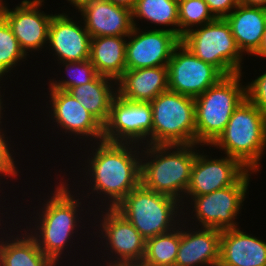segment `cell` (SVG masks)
Instances as JSON below:
<instances>
[{
    "label": "cell",
    "instance_id": "1",
    "mask_svg": "<svg viewBox=\"0 0 266 266\" xmlns=\"http://www.w3.org/2000/svg\"><path fill=\"white\" fill-rule=\"evenodd\" d=\"M95 144H98L97 148L90 154L93 157L87 161L90 165H87L89 175L92 177L91 190L92 193L104 194V203L108 198V208H115L141 183V153H137L139 147L136 149V144L131 143L101 140ZM133 149L135 150L132 151Z\"/></svg>",
    "mask_w": 266,
    "mask_h": 266
},
{
    "label": "cell",
    "instance_id": "2",
    "mask_svg": "<svg viewBox=\"0 0 266 266\" xmlns=\"http://www.w3.org/2000/svg\"><path fill=\"white\" fill-rule=\"evenodd\" d=\"M196 145H146L140 155L142 158L141 183L150 190L182 202L189 186L195 157L199 151L194 150Z\"/></svg>",
    "mask_w": 266,
    "mask_h": 266
},
{
    "label": "cell",
    "instance_id": "3",
    "mask_svg": "<svg viewBox=\"0 0 266 266\" xmlns=\"http://www.w3.org/2000/svg\"><path fill=\"white\" fill-rule=\"evenodd\" d=\"M257 172L266 148V116L248 98L234 110L224 132L211 145ZM219 146V147H218Z\"/></svg>",
    "mask_w": 266,
    "mask_h": 266
},
{
    "label": "cell",
    "instance_id": "4",
    "mask_svg": "<svg viewBox=\"0 0 266 266\" xmlns=\"http://www.w3.org/2000/svg\"><path fill=\"white\" fill-rule=\"evenodd\" d=\"M241 74L224 76L194 99L197 146L212 145L224 132L234 110L247 98Z\"/></svg>",
    "mask_w": 266,
    "mask_h": 266
},
{
    "label": "cell",
    "instance_id": "5",
    "mask_svg": "<svg viewBox=\"0 0 266 266\" xmlns=\"http://www.w3.org/2000/svg\"><path fill=\"white\" fill-rule=\"evenodd\" d=\"M58 184L51 198L43 205L42 212L37 218L39 222L35 224L37 227L33 229L35 232H31L40 250L56 264L77 228L78 207L82 205L79 198L75 199V195H71L67 183Z\"/></svg>",
    "mask_w": 266,
    "mask_h": 266
},
{
    "label": "cell",
    "instance_id": "6",
    "mask_svg": "<svg viewBox=\"0 0 266 266\" xmlns=\"http://www.w3.org/2000/svg\"><path fill=\"white\" fill-rule=\"evenodd\" d=\"M179 203L177 199L150 190L140 183L115 209L147 240L173 230L176 224L180 226L177 220L184 202Z\"/></svg>",
    "mask_w": 266,
    "mask_h": 266
},
{
    "label": "cell",
    "instance_id": "7",
    "mask_svg": "<svg viewBox=\"0 0 266 266\" xmlns=\"http://www.w3.org/2000/svg\"><path fill=\"white\" fill-rule=\"evenodd\" d=\"M150 103L152 145L196 144L194 98L167 90Z\"/></svg>",
    "mask_w": 266,
    "mask_h": 266
},
{
    "label": "cell",
    "instance_id": "8",
    "mask_svg": "<svg viewBox=\"0 0 266 266\" xmlns=\"http://www.w3.org/2000/svg\"><path fill=\"white\" fill-rule=\"evenodd\" d=\"M181 42L202 61L215 66L224 76L241 73L242 53L224 18L191 29Z\"/></svg>",
    "mask_w": 266,
    "mask_h": 266
},
{
    "label": "cell",
    "instance_id": "9",
    "mask_svg": "<svg viewBox=\"0 0 266 266\" xmlns=\"http://www.w3.org/2000/svg\"><path fill=\"white\" fill-rule=\"evenodd\" d=\"M253 171L248 170L234 185L211 193L189 197L194 202L193 211L201 227L226 230L238 228L235 219L248 190ZM250 176V177H249Z\"/></svg>",
    "mask_w": 266,
    "mask_h": 266
},
{
    "label": "cell",
    "instance_id": "10",
    "mask_svg": "<svg viewBox=\"0 0 266 266\" xmlns=\"http://www.w3.org/2000/svg\"><path fill=\"white\" fill-rule=\"evenodd\" d=\"M103 140L138 146L147 142L145 145H152L151 103L129 101L117 94L112 100L108 120L103 125Z\"/></svg>",
    "mask_w": 266,
    "mask_h": 266
},
{
    "label": "cell",
    "instance_id": "11",
    "mask_svg": "<svg viewBox=\"0 0 266 266\" xmlns=\"http://www.w3.org/2000/svg\"><path fill=\"white\" fill-rule=\"evenodd\" d=\"M168 90L197 98L224 75L213 65L196 57L180 42L168 62Z\"/></svg>",
    "mask_w": 266,
    "mask_h": 266
},
{
    "label": "cell",
    "instance_id": "12",
    "mask_svg": "<svg viewBox=\"0 0 266 266\" xmlns=\"http://www.w3.org/2000/svg\"><path fill=\"white\" fill-rule=\"evenodd\" d=\"M146 31H140L136 25L127 36L130 41L126 42V69L167 66L181 42L176 27Z\"/></svg>",
    "mask_w": 266,
    "mask_h": 266
},
{
    "label": "cell",
    "instance_id": "13",
    "mask_svg": "<svg viewBox=\"0 0 266 266\" xmlns=\"http://www.w3.org/2000/svg\"><path fill=\"white\" fill-rule=\"evenodd\" d=\"M42 2L44 0H23L12 10L6 4L0 7V15L10 25L26 55L27 51L40 50L48 43V28L53 14L40 12L39 8L44 5Z\"/></svg>",
    "mask_w": 266,
    "mask_h": 266
},
{
    "label": "cell",
    "instance_id": "14",
    "mask_svg": "<svg viewBox=\"0 0 266 266\" xmlns=\"http://www.w3.org/2000/svg\"><path fill=\"white\" fill-rule=\"evenodd\" d=\"M106 209V212L101 211L105 213L102 214L103 219L100 223L101 235L103 234L102 238L106 239L105 248L110 250L109 255L112 253L113 259V262L106 261V263H141L145 253L146 240L115 208L107 207ZM114 253L116 255H114L115 260L113 258Z\"/></svg>",
    "mask_w": 266,
    "mask_h": 266
},
{
    "label": "cell",
    "instance_id": "15",
    "mask_svg": "<svg viewBox=\"0 0 266 266\" xmlns=\"http://www.w3.org/2000/svg\"><path fill=\"white\" fill-rule=\"evenodd\" d=\"M196 154L191 178L184 197H195L234 185L248 170L230 156L221 159Z\"/></svg>",
    "mask_w": 266,
    "mask_h": 266
},
{
    "label": "cell",
    "instance_id": "16",
    "mask_svg": "<svg viewBox=\"0 0 266 266\" xmlns=\"http://www.w3.org/2000/svg\"><path fill=\"white\" fill-rule=\"evenodd\" d=\"M66 13L53 15L48 28V43L60 62H79L90 57L91 36Z\"/></svg>",
    "mask_w": 266,
    "mask_h": 266
},
{
    "label": "cell",
    "instance_id": "17",
    "mask_svg": "<svg viewBox=\"0 0 266 266\" xmlns=\"http://www.w3.org/2000/svg\"><path fill=\"white\" fill-rule=\"evenodd\" d=\"M50 105L58 125L65 129V133L75 134V136L93 137L96 141L103 140V125L87 111L80 101L64 90L49 89ZM98 139V140H97Z\"/></svg>",
    "mask_w": 266,
    "mask_h": 266
},
{
    "label": "cell",
    "instance_id": "18",
    "mask_svg": "<svg viewBox=\"0 0 266 266\" xmlns=\"http://www.w3.org/2000/svg\"><path fill=\"white\" fill-rule=\"evenodd\" d=\"M91 38L128 36L133 29L132 10L107 0H94L80 11Z\"/></svg>",
    "mask_w": 266,
    "mask_h": 266
},
{
    "label": "cell",
    "instance_id": "19",
    "mask_svg": "<svg viewBox=\"0 0 266 266\" xmlns=\"http://www.w3.org/2000/svg\"><path fill=\"white\" fill-rule=\"evenodd\" d=\"M221 230L201 227L197 231L181 229L175 266H218Z\"/></svg>",
    "mask_w": 266,
    "mask_h": 266
},
{
    "label": "cell",
    "instance_id": "20",
    "mask_svg": "<svg viewBox=\"0 0 266 266\" xmlns=\"http://www.w3.org/2000/svg\"><path fill=\"white\" fill-rule=\"evenodd\" d=\"M240 228L221 231L218 266H266V242Z\"/></svg>",
    "mask_w": 266,
    "mask_h": 266
},
{
    "label": "cell",
    "instance_id": "21",
    "mask_svg": "<svg viewBox=\"0 0 266 266\" xmlns=\"http://www.w3.org/2000/svg\"><path fill=\"white\" fill-rule=\"evenodd\" d=\"M115 85L121 98L133 102H151L168 90V67L126 69Z\"/></svg>",
    "mask_w": 266,
    "mask_h": 266
},
{
    "label": "cell",
    "instance_id": "22",
    "mask_svg": "<svg viewBox=\"0 0 266 266\" xmlns=\"http://www.w3.org/2000/svg\"><path fill=\"white\" fill-rule=\"evenodd\" d=\"M224 19L229 24L241 53L246 51L254 56L261 46L266 26V9L239 4Z\"/></svg>",
    "mask_w": 266,
    "mask_h": 266
},
{
    "label": "cell",
    "instance_id": "23",
    "mask_svg": "<svg viewBox=\"0 0 266 266\" xmlns=\"http://www.w3.org/2000/svg\"><path fill=\"white\" fill-rule=\"evenodd\" d=\"M127 36H101L91 38L90 62L99 75L117 81L126 70Z\"/></svg>",
    "mask_w": 266,
    "mask_h": 266
},
{
    "label": "cell",
    "instance_id": "24",
    "mask_svg": "<svg viewBox=\"0 0 266 266\" xmlns=\"http://www.w3.org/2000/svg\"><path fill=\"white\" fill-rule=\"evenodd\" d=\"M111 81L117 83L110 77L98 75L93 81L70 88L67 92L104 125L109 117L112 100L117 95V89Z\"/></svg>",
    "mask_w": 266,
    "mask_h": 266
},
{
    "label": "cell",
    "instance_id": "25",
    "mask_svg": "<svg viewBox=\"0 0 266 266\" xmlns=\"http://www.w3.org/2000/svg\"><path fill=\"white\" fill-rule=\"evenodd\" d=\"M29 234V235H28ZM23 235V236H22ZM0 241V266H56L38 247L30 233ZM22 237V238H21ZM21 238V239H20Z\"/></svg>",
    "mask_w": 266,
    "mask_h": 266
},
{
    "label": "cell",
    "instance_id": "26",
    "mask_svg": "<svg viewBox=\"0 0 266 266\" xmlns=\"http://www.w3.org/2000/svg\"><path fill=\"white\" fill-rule=\"evenodd\" d=\"M178 228V229H177ZM181 227L146 240L143 266H175Z\"/></svg>",
    "mask_w": 266,
    "mask_h": 266
},
{
    "label": "cell",
    "instance_id": "27",
    "mask_svg": "<svg viewBox=\"0 0 266 266\" xmlns=\"http://www.w3.org/2000/svg\"><path fill=\"white\" fill-rule=\"evenodd\" d=\"M135 18H144L157 25L176 26L179 37L178 3L173 0H136L132 9L134 27Z\"/></svg>",
    "mask_w": 266,
    "mask_h": 266
},
{
    "label": "cell",
    "instance_id": "28",
    "mask_svg": "<svg viewBox=\"0 0 266 266\" xmlns=\"http://www.w3.org/2000/svg\"><path fill=\"white\" fill-rule=\"evenodd\" d=\"M216 18L204 0H184L178 3L179 38L182 39L193 26H202Z\"/></svg>",
    "mask_w": 266,
    "mask_h": 266
},
{
    "label": "cell",
    "instance_id": "29",
    "mask_svg": "<svg viewBox=\"0 0 266 266\" xmlns=\"http://www.w3.org/2000/svg\"><path fill=\"white\" fill-rule=\"evenodd\" d=\"M26 56L10 25L0 15V79L11 71L18 62L26 59Z\"/></svg>",
    "mask_w": 266,
    "mask_h": 266
},
{
    "label": "cell",
    "instance_id": "30",
    "mask_svg": "<svg viewBox=\"0 0 266 266\" xmlns=\"http://www.w3.org/2000/svg\"><path fill=\"white\" fill-rule=\"evenodd\" d=\"M65 64V69L68 79L50 81L49 89H58L68 91L70 88L77 87L83 84H87L93 81L99 74L95 70L94 65L90 60H83L79 62H59Z\"/></svg>",
    "mask_w": 266,
    "mask_h": 266
},
{
    "label": "cell",
    "instance_id": "31",
    "mask_svg": "<svg viewBox=\"0 0 266 266\" xmlns=\"http://www.w3.org/2000/svg\"><path fill=\"white\" fill-rule=\"evenodd\" d=\"M246 96L266 116V71L246 85Z\"/></svg>",
    "mask_w": 266,
    "mask_h": 266
},
{
    "label": "cell",
    "instance_id": "32",
    "mask_svg": "<svg viewBox=\"0 0 266 266\" xmlns=\"http://www.w3.org/2000/svg\"><path fill=\"white\" fill-rule=\"evenodd\" d=\"M2 128H0V176H9V177H15L18 176V170L15 165V161L12 157V154L10 153V147L8 146L9 143L5 139V133L2 132Z\"/></svg>",
    "mask_w": 266,
    "mask_h": 266
},
{
    "label": "cell",
    "instance_id": "33",
    "mask_svg": "<svg viewBox=\"0 0 266 266\" xmlns=\"http://www.w3.org/2000/svg\"><path fill=\"white\" fill-rule=\"evenodd\" d=\"M215 18H225L238 5L239 0H204Z\"/></svg>",
    "mask_w": 266,
    "mask_h": 266
},
{
    "label": "cell",
    "instance_id": "34",
    "mask_svg": "<svg viewBox=\"0 0 266 266\" xmlns=\"http://www.w3.org/2000/svg\"><path fill=\"white\" fill-rule=\"evenodd\" d=\"M239 4L247 7H261L266 9V0H239Z\"/></svg>",
    "mask_w": 266,
    "mask_h": 266
},
{
    "label": "cell",
    "instance_id": "35",
    "mask_svg": "<svg viewBox=\"0 0 266 266\" xmlns=\"http://www.w3.org/2000/svg\"><path fill=\"white\" fill-rule=\"evenodd\" d=\"M115 5L121 6V7H125L128 8L130 10L133 9L136 0H107Z\"/></svg>",
    "mask_w": 266,
    "mask_h": 266
},
{
    "label": "cell",
    "instance_id": "36",
    "mask_svg": "<svg viewBox=\"0 0 266 266\" xmlns=\"http://www.w3.org/2000/svg\"><path fill=\"white\" fill-rule=\"evenodd\" d=\"M70 4H72L75 9H78V12H80L85 6L88 4H91L94 0H68Z\"/></svg>",
    "mask_w": 266,
    "mask_h": 266
},
{
    "label": "cell",
    "instance_id": "37",
    "mask_svg": "<svg viewBox=\"0 0 266 266\" xmlns=\"http://www.w3.org/2000/svg\"><path fill=\"white\" fill-rule=\"evenodd\" d=\"M255 55L261 56L264 58L266 57V26H265V30L263 33L260 49L258 50V52Z\"/></svg>",
    "mask_w": 266,
    "mask_h": 266
},
{
    "label": "cell",
    "instance_id": "38",
    "mask_svg": "<svg viewBox=\"0 0 266 266\" xmlns=\"http://www.w3.org/2000/svg\"><path fill=\"white\" fill-rule=\"evenodd\" d=\"M107 266H143L141 263H129V264H107Z\"/></svg>",
    "mask_w": 266,
    "mask_h": 266
},
{
    "label": "cell",
    "instance_id": "39",
    "mask_svg": "<svg viewBox=\"0 0 266 266\" xmlns=\"http://www.w3.org/2000/svg\"><path fill=\"white\" fill-rule=\"evenodd\" d=\"M1 97H2V96H1V94H0V120H1V118H3L2 115H1V114H2L1 111L3 110V105H2L3 102H2ZM1 123H2V122L0 121V125H1ZM0 128H1V127H0Z\"/></svg>",
    "mask_w": 266,
    "mask_h": 266
},
{
    "label": "cell",
    "instance_id": "40",
    "mask_svg": "<svg viewBox=\"0 0 266 266\" xmlns=\"http://www.w3.org/2000/svg\"><path fill=\"white\" fill-rule=\"evenodd\" d=\"M3 0H0V7L3 6L5 3L3 2Z\"/></svg>",
    "mask_w": 266,
    "mask_h": 266
},
{
    "label": "cell",
    "instance_id": "41",
    "mask_svg": "<svg viewBox=\"0 0 266 266\" xmlns=\"http://www.w3.org/2000/svg\"><path fill=\"white\" fill-rule=\"evenodd\" d=\"M173 1L179 3V2L184 1V0H173Z\"/></svg>",
    "mask_w": 266,
    "mask_h": 266
}]
</instances>
